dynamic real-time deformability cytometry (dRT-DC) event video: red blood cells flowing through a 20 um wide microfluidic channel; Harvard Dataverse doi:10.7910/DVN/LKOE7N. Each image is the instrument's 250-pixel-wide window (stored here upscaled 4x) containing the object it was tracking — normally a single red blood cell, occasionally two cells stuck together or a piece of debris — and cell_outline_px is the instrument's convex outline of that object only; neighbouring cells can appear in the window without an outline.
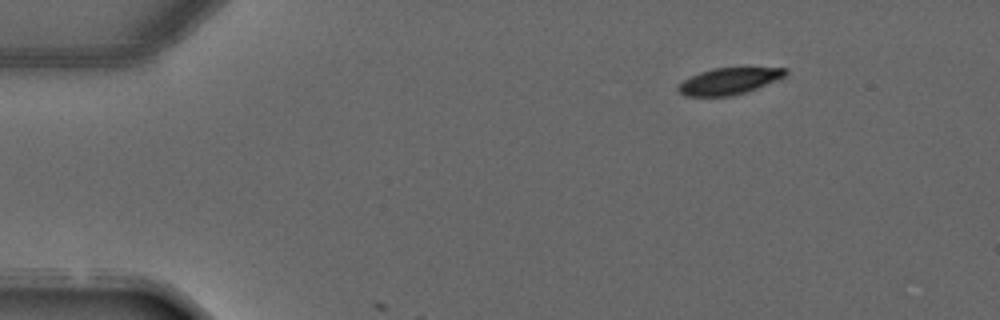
{"species": "common noctule bat (a hibernating species)", "species_latin": "Nyctalus noctula", "temperature_condition": "warm", "stored_images_in_passage": 3, "camera_frame_rate_fps": 3000, "um_per_image_px": 0.085, "animal": {"sex": "male", "forearm_length_mm": 52.5}, "frame": {"image": 1, "passage_image": 1, "time_ms": 0.0, "image_size_px": [1000, 320], "cell_outline_px": [[788, 72], [784, 76], [776, 80], [756, 88], [732, 96], [684, 96], [676, 88], [684, 80], [700, 72], [712, 68], [788, 68]], "centroid_in_image_um": [61.95, 6.89], "position_along_channel_um": 23.1, "area_um2": 16.3}}